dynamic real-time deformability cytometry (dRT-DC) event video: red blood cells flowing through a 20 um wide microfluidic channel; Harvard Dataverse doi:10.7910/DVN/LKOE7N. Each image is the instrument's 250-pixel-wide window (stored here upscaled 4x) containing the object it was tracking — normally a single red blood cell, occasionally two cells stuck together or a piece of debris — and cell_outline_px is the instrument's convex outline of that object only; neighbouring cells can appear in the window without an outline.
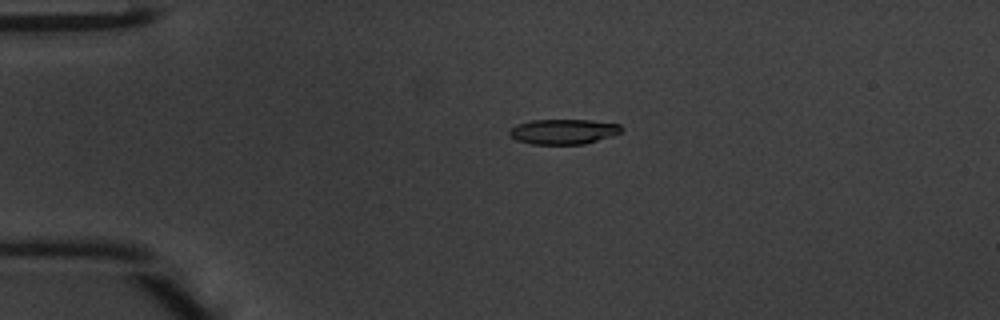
{"species": "common noctule bat (a hibernating species)", "species_latin": "Nyctalus noctula", "temperature_condition": "warm", "stored_images_in_passage": 47, "camera_frame_rate_fps": 3000, "um_per_image_px": 0.085, "animal": {"sex": "male", "body_mass_g": 20.1, "forearm_length_mm": 53.5}, "frame": {"image": 1, "passage_image": 10, "time_ms": 3.0, "image_size_px": [1000, 320], "cell_outline_px": [[624, 128], [620, 132], [612, 136], [584, 144], [532, 144], [516, 140], [508, 136], [508, 128], [516, 124], [532, 120], [588, 120], [620, 124]], "centroid_in_image_um": [47.84, 11.18], "position_along_channel_um": 37.2, "area_um2": 16.53}}
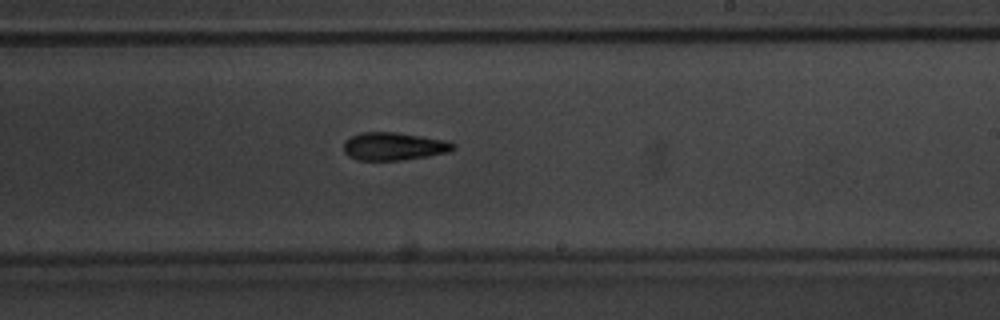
{"frame": {"image": 2, "passage_image": 28, "time_ms": 9.0, "image_size_px": [1000, 320], "cell_outline_px": [[456, 148], [448, 152], [428, 156], [400, 160], [356, 160], [348, 156], [344, 152], [344, 140], [360, 132], [396, 132], [448, 140], [456, 144]], "centroid_in_image_um": [33.48, 12.43], "position_along_channel_um": 255.5, "area_um2": 17.98}}
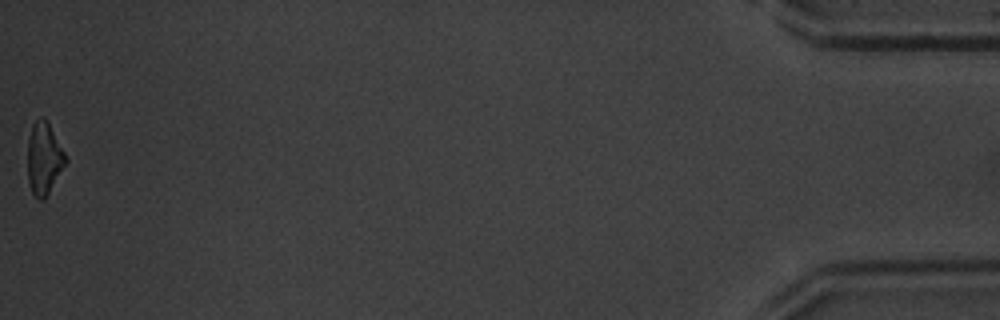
{"frame": {"image": 3, "passage_image": 47, "time_ms": 15.333, "image_size_px": [1000, 320], "cell_outline_px": [[68, 160], [44, 200], [40, 200], [32, 192], [28, 180], [28, 136], [32, 124], [40, 116], [44, 116], [48, 120]], "centroid_in_image_um": [3.74, 13.42], "position_along_channel_um": 431.5, "area_um2": 16.01}, "authors_computed_cell_mechanics": {"area_um2": 16.8198, "velocity_mm_per_s": 4.266, "shape_relaxation_time_tau1_ms": 3.0526, "shape_relaxation_time_tau2_ms": 4.5623, "deformation_change_tau1": 0.1184, "deformation_change_tau2": 0.1478}}